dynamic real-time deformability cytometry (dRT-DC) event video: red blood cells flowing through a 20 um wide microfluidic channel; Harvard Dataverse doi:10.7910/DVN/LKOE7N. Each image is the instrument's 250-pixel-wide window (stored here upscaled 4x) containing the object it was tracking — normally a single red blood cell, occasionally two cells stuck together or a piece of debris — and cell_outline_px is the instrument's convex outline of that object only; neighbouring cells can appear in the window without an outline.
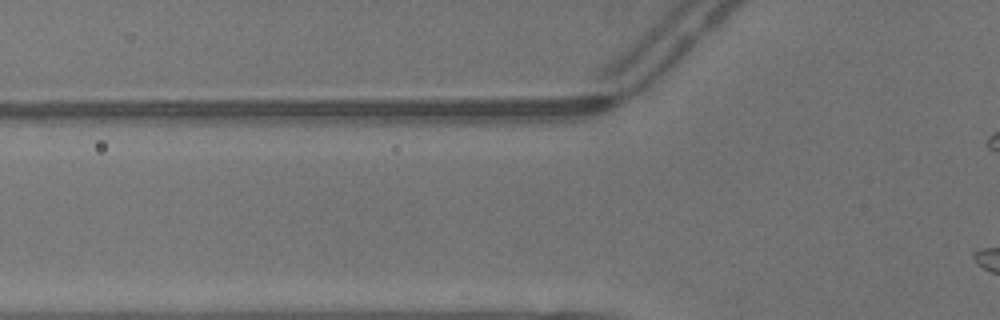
{"species": "common noctule bat (a hibernating species)", "species_latin": "Nyctalus noctula", "temperature_condition": "warm", "stored_images_in_passage": 5, "camera_frame_rate_fps": 3000, "um_per_image_px": 0.085, "animal": {"sex": "male", "body_mass_g": 13.3}, "frame": {"image": 1, "passage_image": 4, "time_ms": 1.0, "image_size_px": [1000, 320], "cell_outline_px": [[608, 96], [604, 100], [472, 120], [456, 120], [448, 104], [448, 100], [584, 96]], "centroid_in_image_um": [43.47, 8.99], "position_along_channel_um": 82.3, "area_um2": 15.14}}